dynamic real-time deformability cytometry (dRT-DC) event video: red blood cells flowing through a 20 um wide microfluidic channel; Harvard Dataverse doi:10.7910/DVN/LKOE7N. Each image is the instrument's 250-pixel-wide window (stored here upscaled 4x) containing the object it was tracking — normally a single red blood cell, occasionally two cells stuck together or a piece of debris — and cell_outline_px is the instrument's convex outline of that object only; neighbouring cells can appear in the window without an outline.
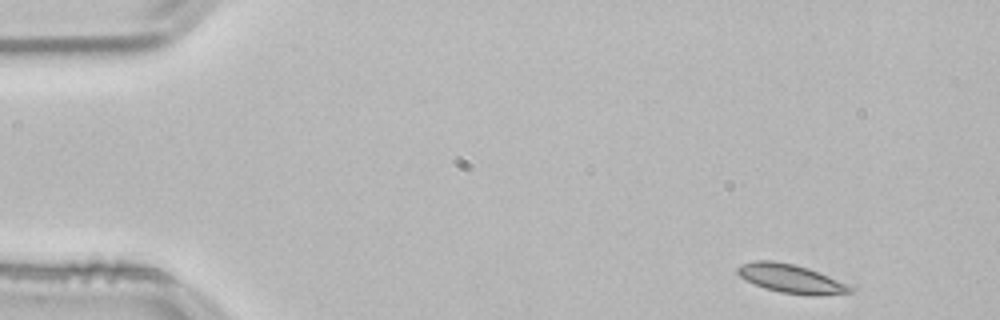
{"species": "common noctule bat (a hibernating species)", "species_latin": "Nyctalus noctula", "temperature_condition": "room temperature", "stored_images_in_passage": 50, "camera_frame_rate_fps": 3000, "um_per_image_px": 0.085, "animal": {"sex": "male", "body_mass_g": 21.5, "forearm_length_mm": 52.0}, "frame": {"image": 1, "passage_image": 1, "time_ms": 0.0, "image_size_px": [1000, 320], "cell_outline_px": [[856, 288], [852, 292], [816, 296], [780, 292], [764, 288], [744, 280], [736, 272], [736, 268], [740, 264], [752, 260], [772, 260], [792, 264], [808, 268], [828, 276]], "centroid_in_image_um": [67.19, 23.68], "position_along_channel_um": 17.8, "area_um2": 18.9}}
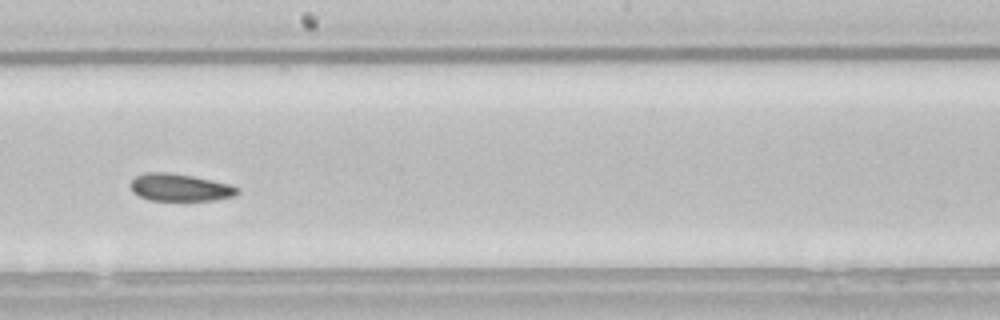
{"frame": {"image": 2, "passage_image": 26, "time_ms": 8.333, "image_size_px": [1000, 320], "cell_outline_px": [[240, 192], [232, 196], [216, 200], [152, 200], [140, 196], [132, 192], [128, 184], [136, 176], [144, 172], [168, 172], [192, 176], [228, 184], [240, 188]], "centroid_in_image_um": [15.25, 15.93], "position_along_channel_um": 232.9, "area_um2": 16.99}}
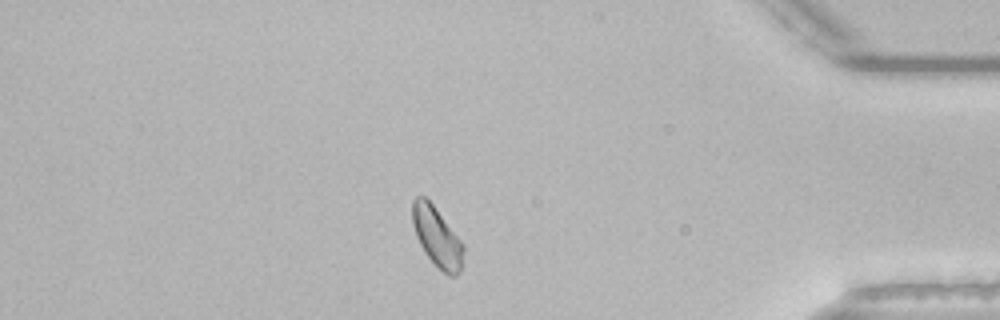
{"frame": {"image": 3, "passage_image": 42, "time_ms": 13.667, "image_size_px": [1000, 320], "cell_outline_px": [[464, 248], [460, 272], [456, 276], [448, 276], [424, 252], [416, 236], [412, 224], [412, 200], [416, 196], [424, 196], [432, 204], [464, 244]], "centroid_in_image_um": [37.13, 20.13], "position_along_channel_um": 398.1, "area_um2": 17.51}, "authors_computed_cell_mechanics": {"area_um2": 17.8024, "velocity_mm_per_s": 3.7906, "shape_relaxation_time_tau1_ms": 2.5236, "shape_relaxation_time_tau2_ms": 5.8587, "deformation_change_tau1": 0.074, "deformation_change_tau2": 0.0785}}